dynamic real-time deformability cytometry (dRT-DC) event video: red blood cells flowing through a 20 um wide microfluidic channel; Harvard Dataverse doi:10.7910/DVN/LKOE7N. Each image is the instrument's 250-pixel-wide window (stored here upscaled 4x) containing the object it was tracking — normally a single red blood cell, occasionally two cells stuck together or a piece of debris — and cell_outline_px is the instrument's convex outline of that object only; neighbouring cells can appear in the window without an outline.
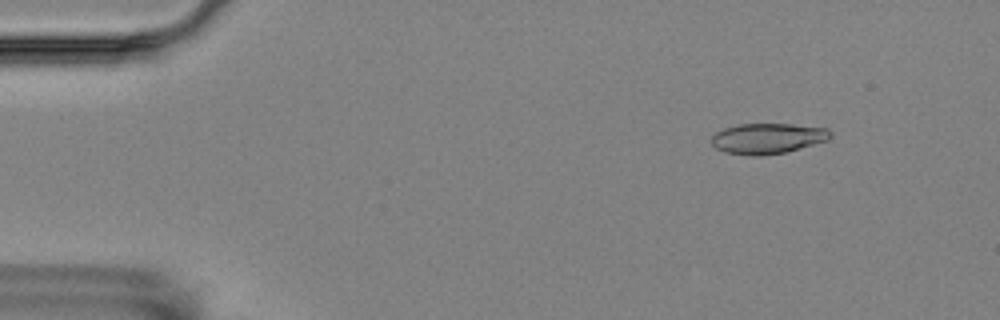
{"species": "Egyptian fruit bat (a non-hibernating species)", "species_latin": "Rousettus aegyptiacus", "temperature_condition": "room temperature", "stored_images_in_passage": 5, "camera_frame_rate_fps": 3000, "um_per_image_px": 0.085, "animal": {"sex": "female"}, "frame": {"image": 1, "passage_image": 2, "time_ms": 1.0, "image_size_px": [1000, 320], "cell_outline_px": [[832, 136], [828, 140], [784, 152], [760, 156], [752, 156], [724, 152], [716, 148], [712, 144], [712, 136], [716, 132], [724, 128], [740, 124], [792, 124], [828, 128], [832, 132]], "centroid_in_image_um": [65.25, 11.76], "position_along_channel_um": 19.7, "area_um2": 21.1}}